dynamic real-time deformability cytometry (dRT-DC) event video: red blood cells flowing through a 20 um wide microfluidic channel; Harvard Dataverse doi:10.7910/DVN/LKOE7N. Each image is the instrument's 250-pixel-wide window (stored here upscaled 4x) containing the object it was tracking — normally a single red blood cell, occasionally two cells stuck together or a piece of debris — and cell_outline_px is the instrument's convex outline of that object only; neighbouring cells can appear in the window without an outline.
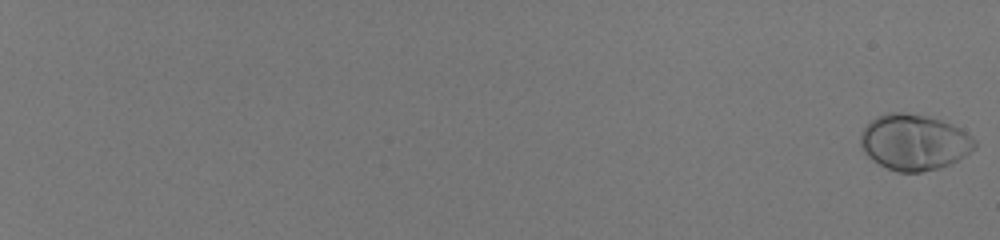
{"species": "human", "species_latin": "Homo sapiens", "temperature_condition": "room temperature", "stored_images_in_passage": 59, "camera_frame_rate_fps": 3000, "um_per_image_px": 0.085, "donor": {"sex": "male"}, "frame": {"image": 1, "passage_image": 1, "time_ms": 0.0, "image_size_px": [1000, 240], "cell_outline_px": [[976, 148], [952, 164], [940, 168], [920, 172], [896, 172], [872, 160], [864, 152], [860, 144], [860, 132], [876, 116], [884, 112], [900, 112], [928, 116], [952, 124], [960, 128], [972, 136], [976, 140]], "centroid_in_image_um": [77.71, 12.09], "position_along_channel_um": 7.3, "area_um2": 37.45}}
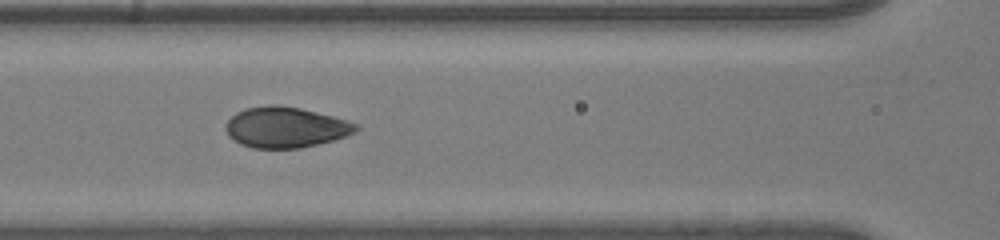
{"frame": {"image": 2, "passage_image": 34, "time_ms": 11.0, "image_size_px": [1000, 240], "cell_outline_px": [[360, 128], [356, 132], [348, 136], [300, 148], [252, 148], [240, 144], [228, 136], [224, 128], [224, 124], [236, 112], [244, 108], [272, 104], [276, 104], [300, 108], [348, 120], [356, 124]], "centroid_in_image_um": [24.25, 10.82], "position_along_channel_um": 142.4, "area_um2": 31.04}}
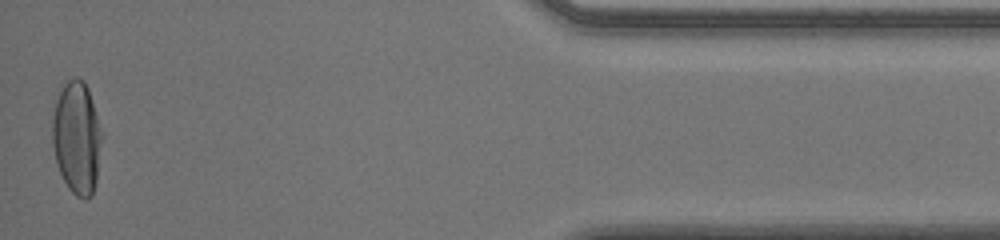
{"frame": {"image": 3, "passage_image": 59, "time_ms": 19.333, "image_size_px": [1000, 240], "cell_outline_px": [[100, 140], [96, 180], [92, 196], [88, 200], [84, 200], [76, 196], [68, 188], [60, 172], [56, 160], [52, 144], [52, 116], [60, 84], [76, 76], [84, 80], [88, 88], [96, 116], [100, 132]], "centroid_in_image_um": [6.48, 11.68], "position_along_channel_um": 428.7, "area_um2": 32.25}, "authors_computed_cell_mechanics": {"area_um2": 32.1368, "velocity_mm_per_s": 4.0303, "shape_relaxation_time_tau1_ms": 3.4835, "shape_relaxation_time_tau2_ms": null, "deformation_change_tau1": 0.207, "deformation_change_tau2": null}}